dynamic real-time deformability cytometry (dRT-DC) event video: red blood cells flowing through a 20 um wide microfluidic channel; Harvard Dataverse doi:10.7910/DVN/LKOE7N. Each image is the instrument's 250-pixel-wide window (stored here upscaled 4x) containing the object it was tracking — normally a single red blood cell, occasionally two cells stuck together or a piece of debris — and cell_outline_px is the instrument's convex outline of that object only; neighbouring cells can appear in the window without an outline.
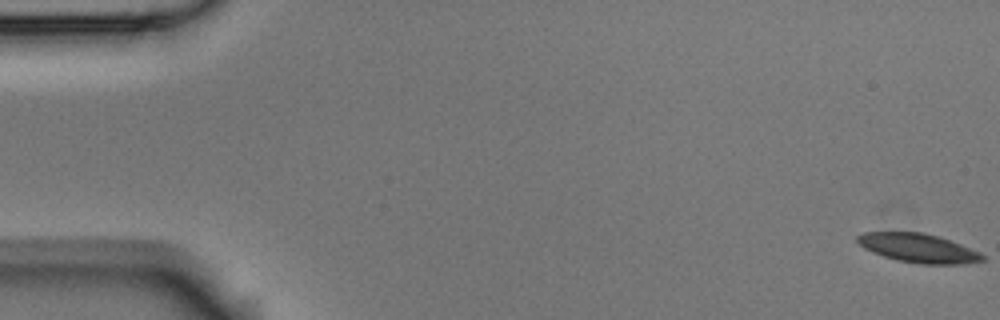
{"species": "Egyptian fruit bat (a non-hibernating species)", "species_latin": "Rousettus aegyptiacus", "temperature_condition": "room temperature", "stored_images_in_passage": 54, "camera_frame_rate_fps": 3000, "um_per_image_px": 0.085, "animal": {"sex": "male"}, "frame": {"image": 1, "passage_image": 1, "time_ms": 0.0, "image_size_px": [1000, 320], "cell_outline_px": [[984, 260], [960, 264], [920, 264], [896, 260], [872, 252], [864, 248], [856, 240], [856, 236], [864, 232], [924, 232], [940, 236], [980, 252], [984, 256]], "centroid_in_image_um": [78.04, 21.08], "position_along_channel_um": 7.0, "area_um2": 21.1}}
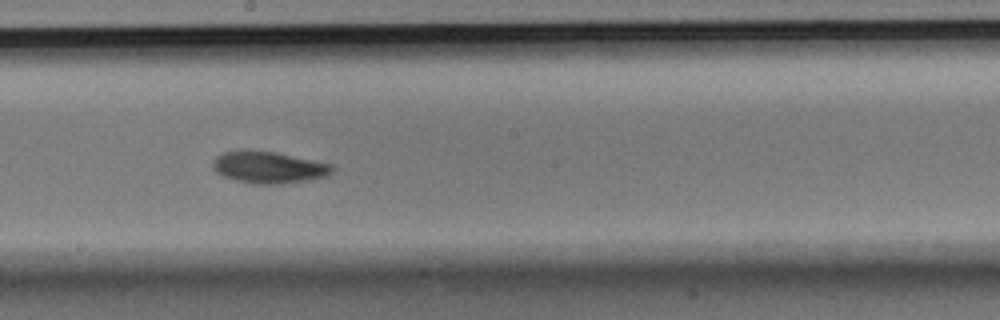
{"frame": {"image": 2, "passage_image": 30, "time_ms": 9.667, "image_size_px": [1000, 320], "cell_outline_px": [[336, 168], [328, 176], [312, 180], [280, 184], [256, 184], [236, 180], [220, 176], [212, 168], [212, 160], [220, 152], [244, 148], [248, 148], [276, 152], [332, 164]], "centroid_in_image_um": [22.8, 14.2], "position_along_channel_um": 225.4, "area_um2": 22.95}}
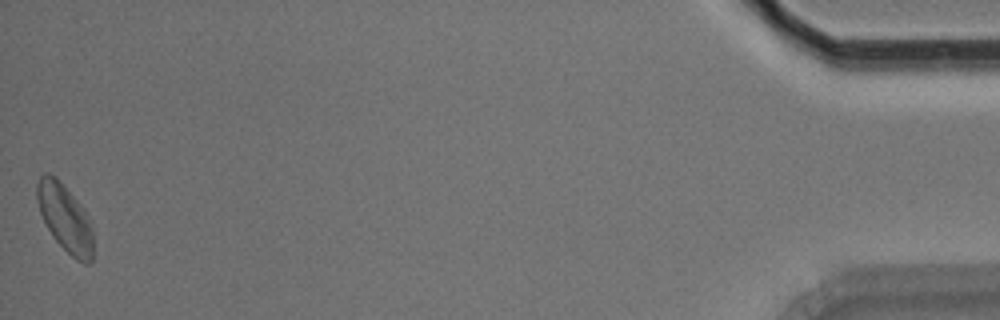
{"frame": {"image": 3, "passage_image": 54, "time_ms": 17.667, "image_size_px": [1000, 320], "cell_outline_px": [[92, 264], [84, 264], [76, 260], [52, 236], [40, 212], [36, 200], [36, 184], [40, 176], [44, 172], [48, 172], [56, 176], [80, 204], [92, 228]], "centroid_in_image_um": [5.5, 18.51], "position_along_channel_um": 429.7, "area_um2": 21.85}, "authors_computed_cell_mechanics": {"area_um2": 21.3282, "velocity_mm_per_s": 3.7501, "shape_relaxation_time_tau1_ms": 3.9387, "shape_relaxation_time_tau2_ms": null, "deformation_change_tau1": 0.0991, "deformation_change_tau2": null}}